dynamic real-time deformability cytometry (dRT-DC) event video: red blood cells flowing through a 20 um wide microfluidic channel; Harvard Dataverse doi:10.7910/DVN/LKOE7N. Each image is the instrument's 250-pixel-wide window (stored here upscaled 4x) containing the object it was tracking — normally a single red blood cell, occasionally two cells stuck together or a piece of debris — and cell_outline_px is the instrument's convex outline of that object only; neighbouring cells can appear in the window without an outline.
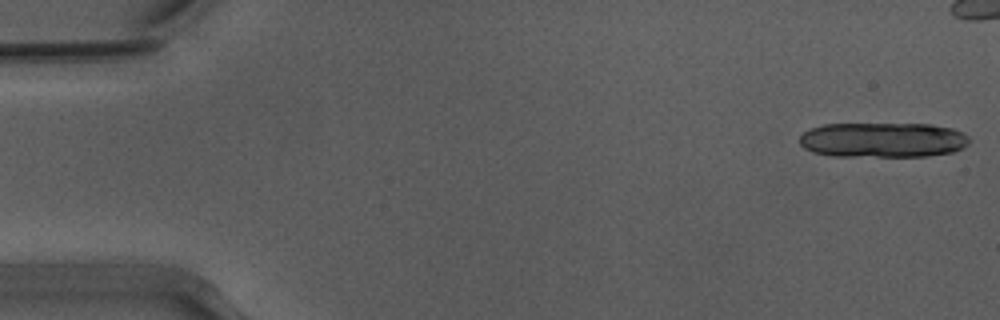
{"species": "Egyptian fruit bat (a non-hibernating species)", "species_latin": "Rousettus aegyptiacus", "temperature_condition": "warm", "stored_images_in_passage": 19, "camera_frame_rate_fps": 3000, "um_per_image_px": 0.085, "animal": {"sex": "male"}, "frame": {"image": 1, "passage_image": 1, "time_ms": 0.0, "image_size_px": [1000, 320], "cell_outline_px": [[968, 144], [964, 148], [952, 152], [928, 156], [832, 156], [812, 152], [804, 148], [800, 144], [800, 136], [804, 132], [812, 128], [824, 124], [932, 124], [952, 128], [964, 132], [968, 136]], "centroid_in_image_um": [75.06, 11.89], "position_along_channel_um": 9.9, "area_um2": 34.85}}